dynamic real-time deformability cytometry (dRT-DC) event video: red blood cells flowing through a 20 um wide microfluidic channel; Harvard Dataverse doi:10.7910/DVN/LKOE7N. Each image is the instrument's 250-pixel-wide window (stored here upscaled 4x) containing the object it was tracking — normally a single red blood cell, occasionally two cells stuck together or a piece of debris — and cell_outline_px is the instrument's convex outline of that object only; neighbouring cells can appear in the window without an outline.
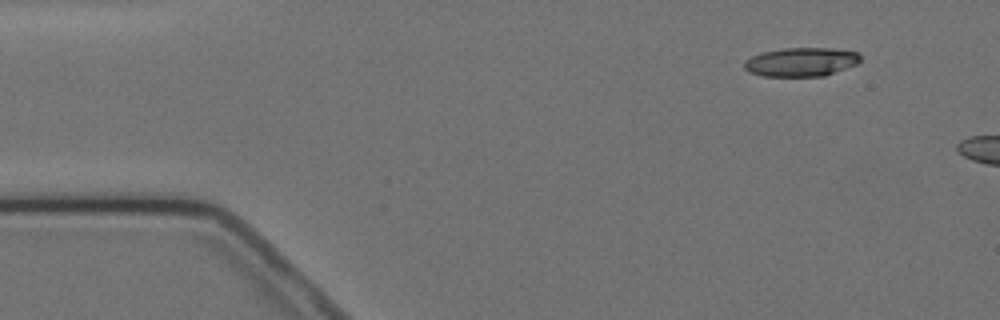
{"species": "Egyptian fruit bat (a non-hibernating species)", "species_latin": "Rousettus aegyptiacus", "temperature_condition": "cold", "stored_images_in_passage": 5, "segment_of_instrument_passage": [2, 2], "camera_frame_rate_fps": 3000, "um_per_image_px": 0.085, "animal": {"sex": "female"}, "frame": {"image": 1, "passage_image": 5, "time_ms": 5.667, "image_size_px": [1000, 320], "cell_outline_px": [[860, 60], [856, 64], [824, 76], [764, 76], [748, 72], [744, 68], [744, 60], [760, 52], [784, 48], [832, 48], [856, 52], [860, 56]], "centroid_in_image_um": [68.05, 5.26], "position_along_channel_um": 17.0, "area_um2": 19.48}}